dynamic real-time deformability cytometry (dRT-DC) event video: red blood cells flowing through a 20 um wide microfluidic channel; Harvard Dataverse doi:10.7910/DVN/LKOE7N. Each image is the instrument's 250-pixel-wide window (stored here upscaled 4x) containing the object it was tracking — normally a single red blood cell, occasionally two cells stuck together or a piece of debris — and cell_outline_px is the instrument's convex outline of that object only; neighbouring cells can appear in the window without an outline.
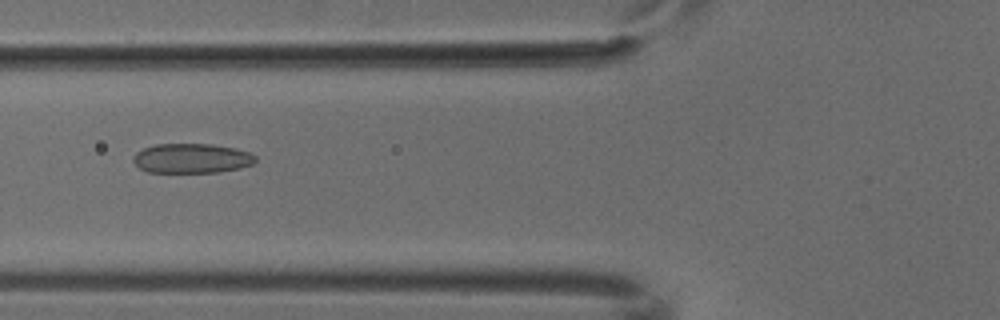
{"species": "common noctule bat (a hibernating species)", "species_latin": "Nyctalus noctula", "temperature_condition": "cold", "stored_images_in_passage": 5, "camera_frame_rate_fps": 3000, "um_per_image_px": 0.085, "animal": {"sex": "male", "body_mass_g": 18.8}, "frame": {"image": 1, "passage_image": 5, "time_ms": 1.333, "image_size_px": [1000, 320], "cell_outline_px": [[256, 160], [252, 164], [240, 168], [220, 172], [148, 172], [140, 168], [132, 160], [132, 156], [136, 152], [144, 148], [156, 144], [212, 144], [236, 148], [248, 152], [256, 156]], "centroid_in_image_um": [16.29, 13.45], "position_along_channel_um": 109.5, "area_um2": 21.15}}